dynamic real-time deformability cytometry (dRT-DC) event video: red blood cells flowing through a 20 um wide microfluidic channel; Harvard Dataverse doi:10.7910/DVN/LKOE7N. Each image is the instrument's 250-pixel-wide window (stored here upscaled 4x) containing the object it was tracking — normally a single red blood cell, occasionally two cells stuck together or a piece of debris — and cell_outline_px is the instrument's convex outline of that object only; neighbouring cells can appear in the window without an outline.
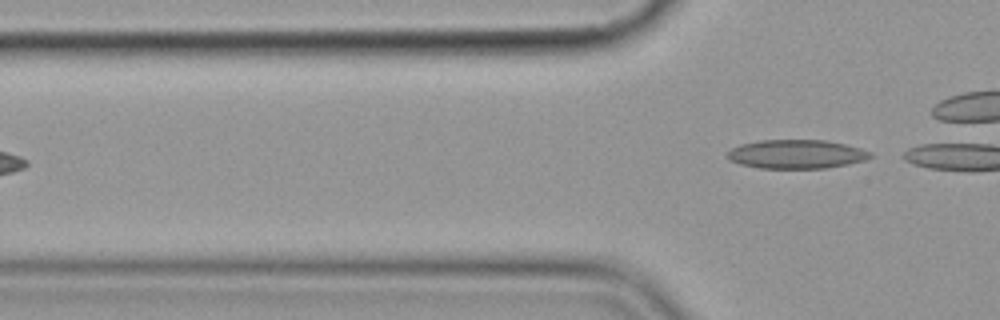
{"species": "common noctule bat (a hibernating species)", "species_latin": "Nyctalus noctula", "temperature_condition": "cold", "stored_images_in_passage": 7, "camera_frame_rate_fps": 3000, "um_per_image_px": 0.085, "animal": {"sex": "female", "body_mass_g": 19.9}, "frame": {"image": 1, "passage_image": 7, "time_ms": 7.0, "image_size_px": [1000, 320], "cell_outline_px": [[872, 156], [864, 160], [848, 164], [824, 168], [760, 168], [740, 164], [732, 160], [728, 156], [728, 152], [732, 148], [740, 144], [760, 140], [824, 140], [844, 144], [860, 148], [872, 152]], "centroid_in_image_um": [67.71, 13.1], "position_along_channel_um": 58.1, "area_um2": 23.81}}